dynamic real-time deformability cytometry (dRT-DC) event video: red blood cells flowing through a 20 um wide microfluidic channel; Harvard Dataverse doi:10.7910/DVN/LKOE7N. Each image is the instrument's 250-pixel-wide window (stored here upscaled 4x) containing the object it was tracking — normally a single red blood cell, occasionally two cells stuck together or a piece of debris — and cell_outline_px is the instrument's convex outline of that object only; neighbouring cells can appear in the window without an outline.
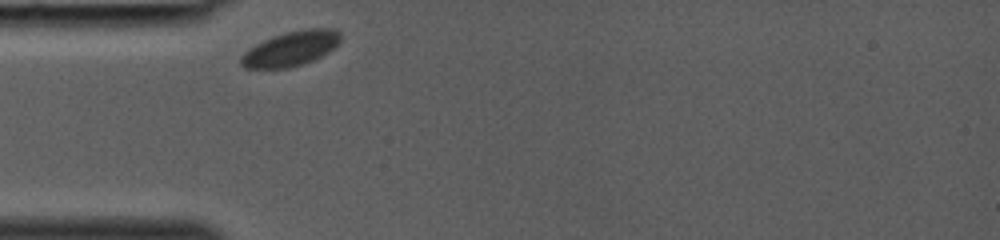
{"species": "common noctule bat (a hibernating species)", "species_latin": "Nyctalus noctula", "temperature_condition": "room temperature", "stored_images_in_passage": 8, "camera_frame_rate_fps": 3000, "um_per_image_px": 0.085, "animal": {"sex": "female", "body_mass_g": 19.0, "forearm_length_mm": 53.3}, "frame": {"image": 1, "passage_image": 1, "time_ms": 0.0, "image_size_px": [1000, 240], "cell_outline_px": [[340, 40], [328, 52], [304, 64], [288, 68], [244, 68], [240, 64], [240, 56], [248, 48], [272, 36], [284, 32], [304, 28], [332, 28], [340, 32]], "centroid_in_image_um": [24.69, 4.13], "position_along_channel_um": 60.3, "area_um2": 20.23}}
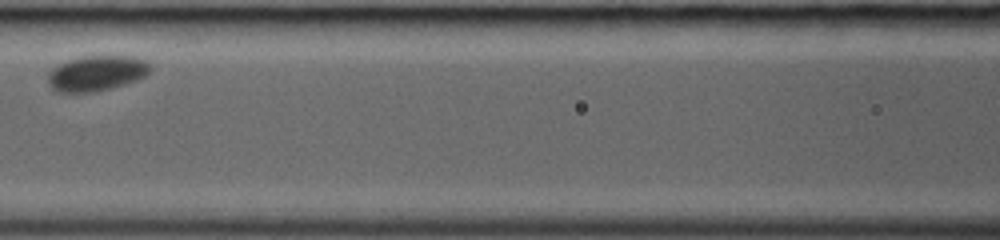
{"frame": {"image": 2, "passage_image": 4, "time_ms": 1.0, "image_size_px": [1000, 240], "cell_outline_px": [[152, 68], [144, 76], [136, 80], [124, 84], [92, 92], [56, 92], [48, 84], [48, 72], [56, 64], [80, 56], [136, 56], [148, 60]], "centroid_in_image_um": [8.2, 6.2], "position_along_channel_um": 158.4, "area_um2": 21.27}}
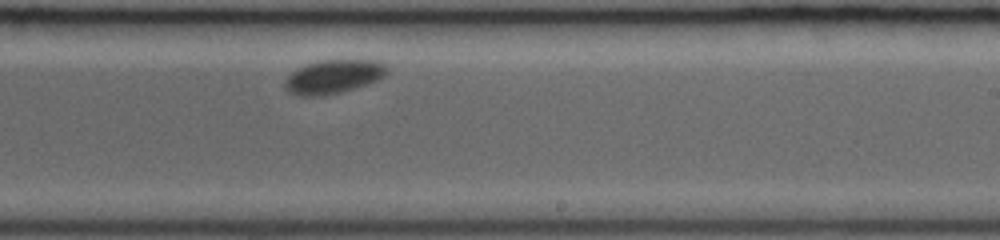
{"frame": {"image": 3, "passage_image": 8, "time_ms": 2.333, "image_size_px": [1000, 240], "cell_outline_px": [[388, 72], [384, 76], [376, 80], [340, 92], [324, 96], [300, 96], [288, 92], [284, 88], [284, 80], [292, 72], [316, 60], [380, 60], [388, 68]], "centroid_in_image_um": [28.32, 6.51], "position_along_channel_um": 260.7, "area_um2": 20.0}}